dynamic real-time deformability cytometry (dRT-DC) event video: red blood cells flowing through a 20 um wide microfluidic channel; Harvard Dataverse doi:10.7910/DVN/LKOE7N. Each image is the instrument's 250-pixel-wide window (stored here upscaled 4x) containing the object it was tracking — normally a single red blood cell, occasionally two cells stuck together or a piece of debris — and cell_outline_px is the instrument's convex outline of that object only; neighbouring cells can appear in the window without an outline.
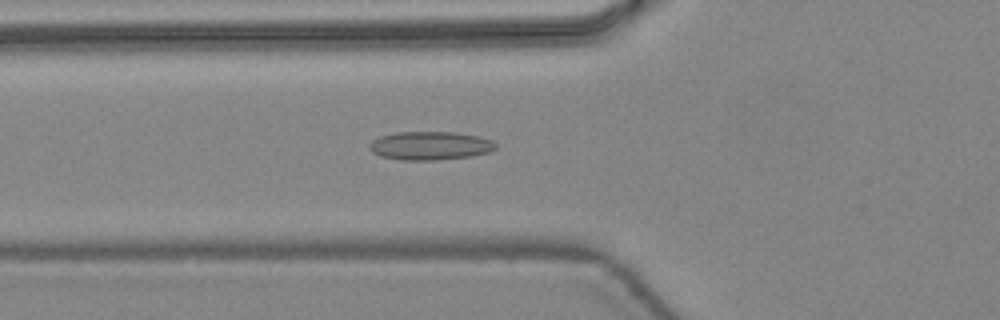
{"species": "common noctule bat (a hibernating species)", "species_latin": "Nyctalus noctula", "temperature_condition": "warm", "stored_images_in_passage": 47, "camera_frame_rate_fps": 3000, "um_per_image_px": 0.085, "animal": {"sex": "female", "body_mass_g": 24.6, "forearm_length_mm": 56.2}, "frame": {"image": 1, "passage_image": 18, "time_ms": 5.667, "image_size_px": [1000, 320], "cell_outline_px": [[496, 148], [488, 152], [472, 156], [436, 160], [400, 160], [380, 156], [372, 152], [368, 148], [368, 144], [372, 140], [380, 136], [396, 132], [456, 132], [476, 136], [492, 140], [496, 144]], "centroid_in_image_um": [36.52, 12.38], "position_along_channel_um": 89.3, "area_um2": 21.04}}
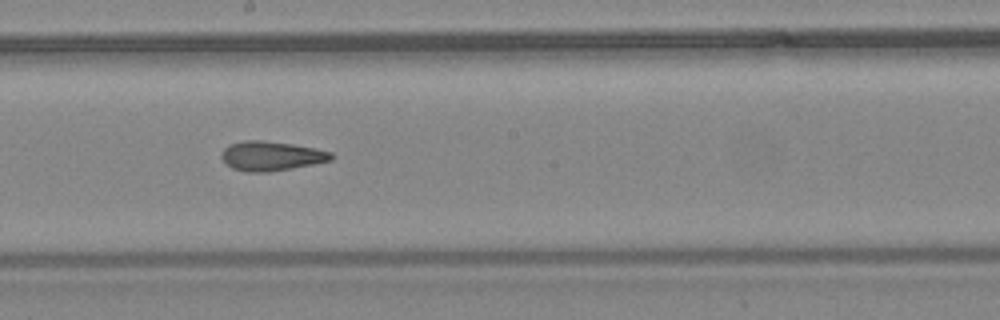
{"frame": {"image": 2, "passage_image": 27, "time_ms": 8.667, "image_size_px": [1000, 320], "cell_outline_px": [[336, 156], [332, 160], [312, 164], [268, 172], [244, 172], [232, 168], [220, 156], [224, 148], [228, 144], [244, 140], [260, 140], [292, 144], [316, 148], [332, 152]], "centroid_in_image_um": [23.06, 13.25], "position_along_channel_um": 225.1, "area_um2": 18.84}}
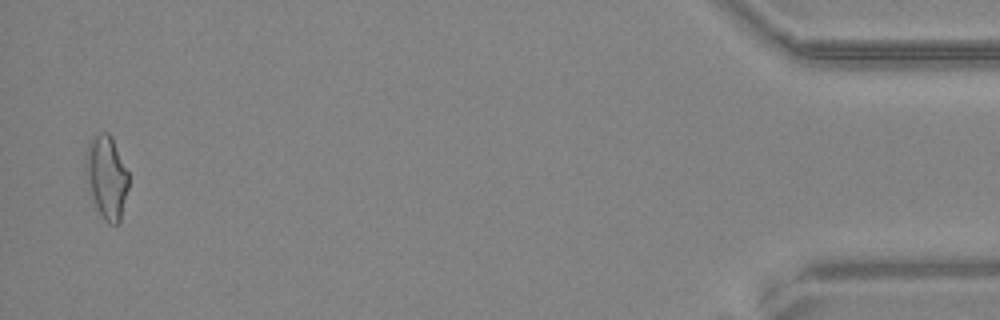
{"frame": {"image": 3, "passage_image": 46, "time_ms": 15.0, "image_size_px": [1000, 320], "cell_outline_px": [[128, 188], [120, 220], [116, 224], [108, 224], [104, 220], [92, 200], [84, 172], [84, 168], [88, 144], [92, 136], [100, 132], [108, 132], [112, 136], [128, 172]], "centroid_in_image_um": [9.04, 15.03], "position_along_channel_um": 426.2, "area_um2": 20.92}, "authors_computed_cell_mechanics": {"area_um2": 19.1896, "velocity_mm_per_s": 4.4987, "shape_relaxation_time_tau1_ms": null, "shape_relaxation_time_tau2_ms": 2.0263, "deformation_change_tau1": null, "deformation_change_tau2": 0.0942}}